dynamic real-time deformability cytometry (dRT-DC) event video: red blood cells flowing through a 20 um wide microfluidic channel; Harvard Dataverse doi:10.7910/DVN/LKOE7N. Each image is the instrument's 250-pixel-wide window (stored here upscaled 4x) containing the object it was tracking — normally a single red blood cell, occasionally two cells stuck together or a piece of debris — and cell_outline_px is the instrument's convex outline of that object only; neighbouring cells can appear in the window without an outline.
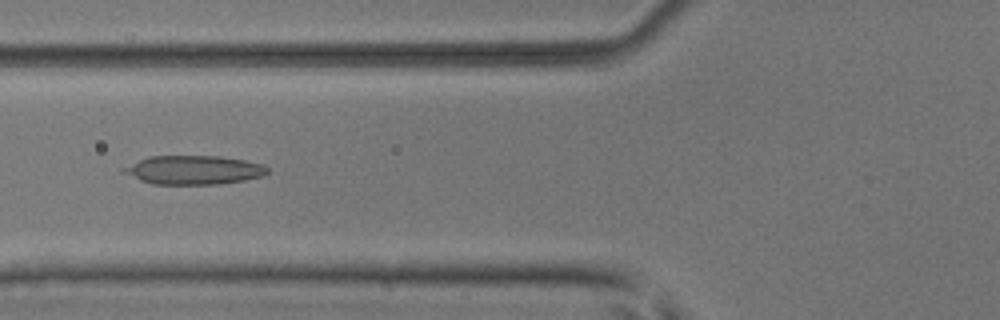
{"species": "common noctule bat (a hibernating species)", "species_latin": "Nyctalus noctula", "temperature_condition": "room temperature", "stored_images_in_passage": 11, "camera_frame_rate_fps": 3000, "um_per_image_px": 0.085, "animal": {"sex": "male", "body_mass_g": 17.9, "forearm_length_mm": 54.2}, "frame": {"image": 1, "passage_image": 6, "time_ms": 1.667, "image_size_px": [1000, 320], "cell_outline_px": [[268, 172], [264, 176], [244, 180], [216, 184], [152, 184], [140, 180], [120, 172], [120, 168], [148, 156], [220, 156], [244, 160], [264, 164], [268, 168]], "centroid_in_image_um": [16.44, 14.44], "position_along_channel_um": 109.4, "area_um2": 24.33}}
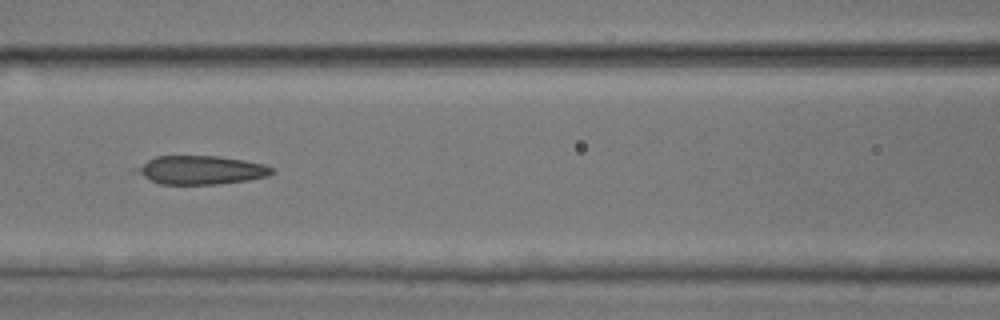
{"frame": {"image": 2, "passage_image": 9, "time_ms": 2.667, "image_size_px": [1000, 320], "cell_outline_px": [[272, 172], [268, 176], [248, 180], [216, 184], [160, 184], [132, 172], [132, 168], [156, 156], [216, 156], [244, 160], [264, 164], [272, 168]], "centroid_in_image_um": [17.0, 14.45], "position_along_channel_um": 149.6, "area_um2": 22.6}}